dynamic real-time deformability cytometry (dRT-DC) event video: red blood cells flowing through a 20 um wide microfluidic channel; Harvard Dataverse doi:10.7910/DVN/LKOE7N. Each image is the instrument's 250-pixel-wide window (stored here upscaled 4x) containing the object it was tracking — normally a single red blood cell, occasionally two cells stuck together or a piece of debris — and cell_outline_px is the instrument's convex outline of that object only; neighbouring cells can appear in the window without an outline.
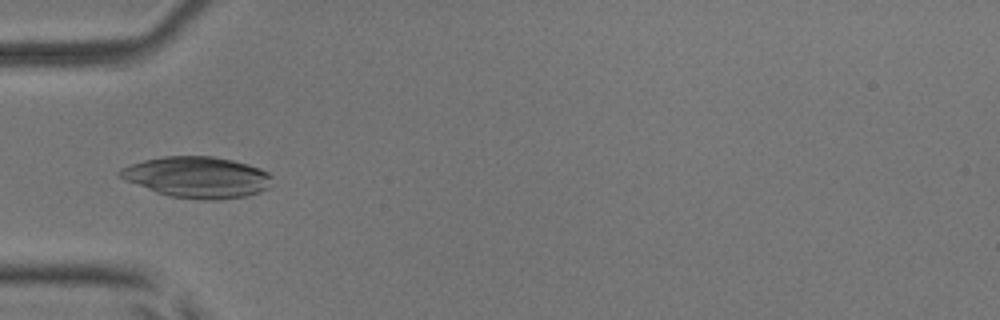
{"species": "common noctule bat (a hibernating species)", "species_latin": "Nyctalus noctula", "temperature_condition": "room temperature", "stored_images_in_passage": 32, "camera_frame_rate_fps": 3000, "um_per_image_px": 0.085, "animal": {"sex": "male", "body_mass_g": 17.9, "forearm_length_mm": 54.2}, "frame": {"image": 1, "passage_image": 1, "time_ms": 0.0, "image_size_px": [1000, 320], "cell_outline_px": [[272, 176], [268, 188], [260, 192], [248, 196], [220, 200], [200, 200], [168, 196], [156, 192], [124, 180], [116, 176], [116, 172], [120, 168], [144, 160], [164, 156], [212, 156], [232, 160], [248, 164], [260, 168], [268, 172]], "centroid_in_image_um": [16.75, 15.07], "position_along_channel_um": 68.3, "area_um2": 36.82}}
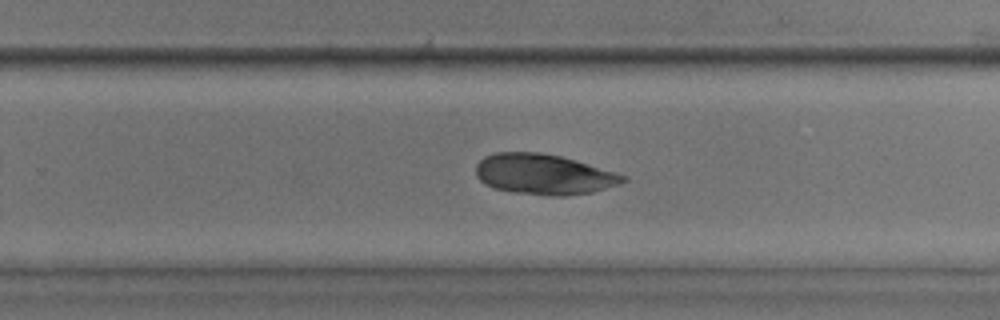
{"frame": {"image": 2, "passage_image": 18, "time_ms": 5.667, "image_size_px": [1000, 320], "cell_outline_px": [[628, 180], [620, 184], [592, 192], [568, 196], [548, 196], [516, 192], [496, 188], [484, 184], [476, 176], [476, 164], [484, 156], [496, 152], [540, 152], [560, 156], [576, 160], [628, 176]], "centroid_in_image_um": [46.23, 14.81], "position_along_channel_um": 283.6, "area_um2": 34.8}}
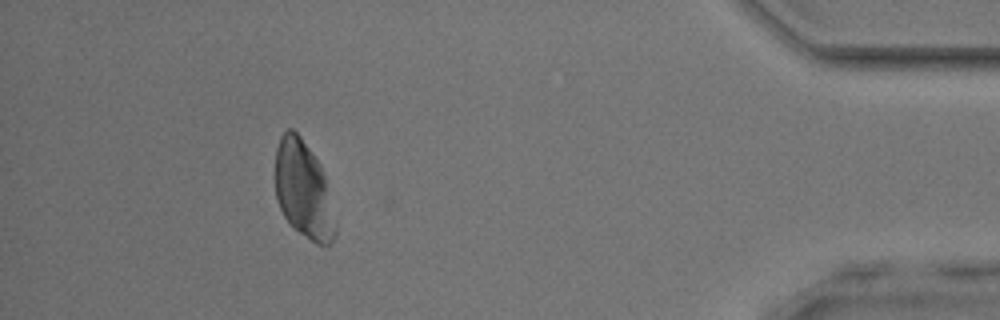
{"frame": {"image": 3, "passage_image": 32, "time_ms": 10.333, "image_size_px": [1000, 320], "cell_outline_px": [[336, 236], [332, 244], [316, 244], [300, 232], [284, 216], [276, 200], [276, 148], [280, 136], [288, 128], [292, 128], [300, 136], [312, 152], [320, 164], [324, 172], [336, 220]], "centroid_in_image_um": [25.82, 16.13], "position_along_channel_um": 409.4, "area_um2": 34.04}}